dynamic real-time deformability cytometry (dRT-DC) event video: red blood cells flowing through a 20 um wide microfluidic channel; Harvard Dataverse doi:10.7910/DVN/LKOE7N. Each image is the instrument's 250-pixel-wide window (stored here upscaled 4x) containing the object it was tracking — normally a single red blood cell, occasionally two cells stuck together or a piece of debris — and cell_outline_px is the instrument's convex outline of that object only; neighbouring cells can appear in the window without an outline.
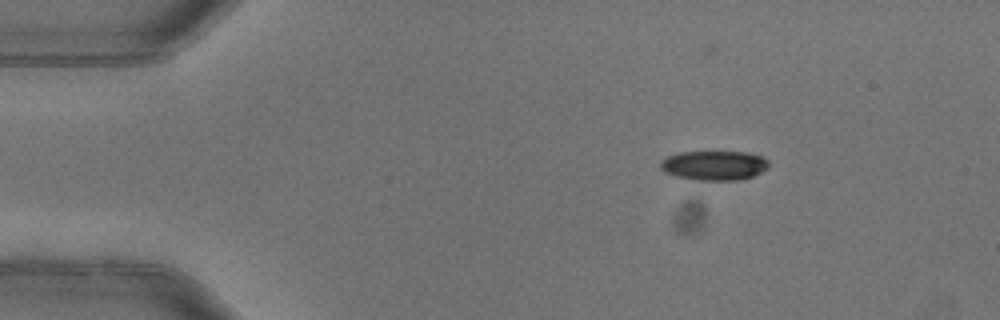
{"species": "common noctule bat (a hibernating species)", "species_latin": "Nyctalus noctula", "temperature_condition": "warm", "stored_images_in_passage": 7, "segment_of_instrument_passage": [1, 2], "camera_frame_rate_fps": 3000, "um_per_image_px": 0.085, "animal": {"sex": "female"}, "frame": {"image": 1, "passage_image": 4, "time_ms": 1.0, "image_size_px": [1000, 320], "cell_outline_px": [[768, 168], [752, 176], [740, 180], [700, 180], [676, 176], [664, 172], [660, 168], [660, 160], [668, 156], [680, 152], [744, 152], [760, 156], [768, 160]], "centroid_in_image_um": [60.68, 14.06], "position_along_channel_um": 24.3, "area_um2": 18.5}}